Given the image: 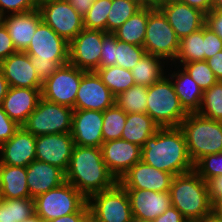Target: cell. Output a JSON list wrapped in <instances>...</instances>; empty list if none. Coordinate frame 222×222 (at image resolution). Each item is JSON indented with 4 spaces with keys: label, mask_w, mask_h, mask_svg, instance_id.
<instances>
[{
    "label": "cell",
    "mask_w": 222,
    "mask_h": 222,
    "mask_svg": "<svg viewBox=\"0 0 222 222\" xmlns=\"http://www.w3.org/2000/svg\"><path fill=\"white\" fill-rule=\"evenodd\" d=\"M141 148V160L158 170L173 176L194 170L180 127H160Z\"/></svg>",
    "instance_id": "1"
},
{
    "label": "cell",
    "mask_w": 222,
    "mask_h": 222,
    "mask_svg": "<svg viewBox=\"0 0 222 222\" xmlns=\"http://www.w3.org/2000/svg\"><path fill=\"white\" fill-rule=\"evenodd\" d=\"M65 180L87 199L118 182L103 161L100 148L80 145L73 147Z\"/></svg>",
    "instance_id": "2"
},
{
    "label": "cell",
    "mask_w": 222,
    "mask_h": 222,
    "mask_svg": "<svg viewBox=\"0 0 222 222\" xmlns=\"http://www.w3.org/2000/svg\"><path fill=\"white\" fill-rule=\"evenodd\" d=\"M43 83L60 67L69 63V42L43 21L38 25L32 41L24 51Z\"/></svg>",
    "instance_id": "3"
},
{
    "label": "cell",
    "mask_w": 222,
    "mask_h": 222,
    "mask_svg": "<svg viewBox=\"0 0 222 222\" xmlns=\"http://www.w3.org/2000/svg\"><path fill=\"white\" fill-rule=\"evenodd\" d=\"M169 192L171 205L186 220L204 222L212 217L207 184L194 170L173 176Z\"/></svg>",
    "instance_id": "4"
},
{
    "label": "cell",
    "mask_w": 222,
    "mask_h": 222,
    "mask_svg": "<svg viewBox=\"0 0 222 222\" xmlns=\"http://www.w3.org/2000/svg\"><path fill=\"white\" fill-rule=\"evenodd\" d=\"M180 128L194 164L205 155L222 152V121L207 119L197 113H188Z\"/></svg>",
    "instance_id": "5"
},
{
    "label": "cell",
    "mask_w": 222,
    "mask_h": 222,
    "mask_svg": "<svg viewBox=\"0 0 222 222\" xmlns=\"http://www.w3.org/2000/svg\"><path fill=\"white\" fill-rule=\"evenodd\" d=\"M146 113L160 127H180L188 113L181 106L174 85L165 75L148 86Z\"/></svg>",
    "instance_id": "6"
},
{
    "label": "cell",
    "mask_w": 222,
    "mask_h": 222,
    "mask_svg": "<svg viewBox=\"0 0 222 222\" xmlns=\"http://www.w3.org/2000/svg\"><path fill=\"white\" fill-rule=\"evenodd\" d=\"M88 199L73 185L64 182L34 199L35 215L44 222L80 211Z\"/></svg>",
    "instance_id": "7"
},
{
    "label": "cell",
    "mask_w": 222,
    "mask_h": 222,
    "mask_svg": "<svg viewBox=\"0 0 222 222\" xmlns=\"http://www.w3.org/2000/svg\"><path fill=\"white\" fill-rule=\"evenodd\" d=\"M91 222H133L129 197L117 182L112 188L92 194L88 198Z\"/></svg>",
    "instance_id": "8"
},
{
    "label": "cell",
    "mask_w": 222,
    "mask_h": 222,
    "mask_svg": "<svg viewBox=\"0 0 222 222\" xmlns=\"http://www.w3.org/2000/svg\"><path fill=\"white\" fill-rule=\"evenodd\" d=\"M74 109L49 102L42 97L22 127L33 136L71 133Z\"/></svg>",
    "instance_id": "9"
},
{
    "label": "cell",
    "mask_w": 222,
    "mask_h": 222,
    "mask_svg": "<svg viewBox=\"0 0 222 222\" xmlns=\"http://www.w3.org/2000/svg\"><path fill=\"white\" fill-rule=\"evenodd\" d=\"M180 40L164 14L158 8H148L144 49L147 54L158 56L172 63L179 51Z\"/></svg>",
    "instance_id": "10"
},
{
    "label": "cell",
    "mask_w": 222,
    "mask_h": 222,
    "mask_svg": "<svg viewBox=\"0 0 222 222\" xmlns=\"http://www.w3.org/2000/svg\"><path fill=\"white\" fill-rule=\"evenodd\" d=\"M85 70L70 63L60 66L42 83L41 97L49 102L74 109L75 99Z\"/></svg>",
    "instance_id": "11"
},
{
    "label": "cell",
    "mask_w": 222,
    "mask_h": 222,
    "mask_svg": "<svg viewBox=\"0 0 222 222\" xmlns=\"http://www.w3.org/2000/svg\"><path fill=\"white\" fill-rule=\"evenodd\" d=\"M38 9L42 21L68 42L83 29V17L67 0H40Z\"/></svg>",
    "instance_id": "12"
},
{
    "label": "cell",
    "mask_w": 222,
    "mask_h": 222,
    "mask_svg": "<svg viewBox=\"0 0 222 222\" xmlns=\"http://www.w3.org/2000/svg\"><path fill=\"white\" fill-rule=\"evenodd\" d=\"M107 32L84 28L69 42V63L78 69H99L103 38Z\"/></svg>",
    "instance_id": "13"
},
{
    "label": "cell",
    "mask_w": 222,
    "mask_h": 222,
    "mask_svg": "<svg viewBox=\"0 0 222 222\" xmlns=\"http://www.w3.org/2000/svg\"><path fill=\"white\" fill-rule=\"evenodd\" d=\"M166 17L179 40L203 28L206 14L177 0H161L157 7Z\"/></svg>",
    "instance_id": "14"
},
{
    "label": "cell",
    "mask_w": 222,
    "mask_h": 222,
    "mask_svg": "<svg viewBox=\"0 0 222 222\" xmlns=\"http://www.w3.org/2000/svg\"><path fill=\"white\" fill-rule=\"evenodd\" d=\"M116 97L102 82L96 71H85L75 99L74 110L105 111L115 104Z\"/></svg>",
    "instance_id": "15"
},
{
    "label": "cell",
    "mask_w": 222,
    "mask_h": 222,
    "mask_svg": "<svg viewBox=\"0 0 222 222\" xmlns=\"http://www.w3.org/2000/svg\"><path fill=\"white\" fill-rule=\"evenodd\" d=\"M100 149L103 161L117 181L131 167L141 161L142 148L123 139L103 142Z\"/></svg>",
    "instance_id": "16"
},
{
    "label": "cell",
    "mask_w": 222,
    "mask_h": 222,
    "mask_svg": "<svg viewBox=\"0 0 222 222\" xmlns=\"http://www.w3.org/2000/svg\"><path fill=\"white\" fill-rule=\"evenodd\" d=\"M74 140L71 133L45 134L36 136V160L57 166L67 171Z\"/></svg>",
    "instance_id": "17"
},
{
    "label": "cell",
    "mask_w": 222,
    "mask_h": 222,
    "mask_svg": "<svg viewBox=\"0 0 222 222\" xmlns=\"http://www.w3.org/2000/svg\"><path fill=\"white\" fill-rule=\"evenodd\" d=\"M172 178V174L158 170L141 160L131 167L118 182L125 189L167 192L170 191Z\"/></svg>",
    "instance_id": "18"
},
{
    "label": "cell",
    "mask_w": 222,
    "mask_h": 222,
    "mask_svg": "<svg viewBox=\"0 0 222 222\" xmlns=\"http://www.w3.org/2000/svg\"><path fill=\"white\" fill-rule=\"evenodd\" d=\"M135 220L152 222L171 205L170 192H155L144 189H125Z\"/></svg>",
    "instance_id": "19"
},
{
    "label": "cell",
    "mask_w": 222,
    "mask_h": 222,
    "mask_svg": "<svg viewBox=\"0 0 222 222\" xmlns=\"http://www.w3.org/2000/svg\"><path fill=\"white\" fill-rule=\"evenodd\" d=\"M103 112L95 110H74L71 135L74 145L100 148L102 135Z\"/></svg>",
    "instance_id": "20"
},
{
    "label": "cell",
    "mask_w": 222,
    "mask_h": 222,
    "mask_svg": "<svg viewBox=\"0 0 222 222\" xmlns=\"http://www.w3.org/2000/svg\"><path fill=\"white\" fill-rule=\"evenodd\" d=\"M36 136L22 126L0 146V163L10 166L27 167L36 160Z\"/></svg>",
    "instance_id": "21"
},
{
    "label": "cell",
    "mask_w": 222,
    "mask_h": 222,
    "mask_svg": "<svg viewBox=\"0 0 222 222\" xmlns=\"http://www.w3.org/2000/svg\"><path fill=\"white\" fill-rule=\"evenodd\" d=\"M0 69L10 87L42 89V82L25 52L18 51L2 60Z\"/></svg>",
    "instance_id": "22"
},
{
    "label": "cell",
    "mask_w": 222,
    "mask_h": 222,
    "mask_svg": "<svg viewBox=\"0 0 222 222\" xmlns=\"http://www.w3.org/2000/svg\"><path fill=\"white\" fill-rule=\"evenodd\" d=\"M26 172V181L32 199L59 187L66 181L65 172L62 169L39 160L32 161L26 167Z\"/></svg>",
    "instance_id": "23"
},
{
    "label": "cell",
    "mask_w": 222,
    "mask_h": 222,
    "mask_svg": "<svg viewBox=\"0 0 222 222\" xmlns=\"http://www.w3.org/2000/svg\"><path fill=\"white\" fill-rule=\"evenodd\" d=\"M40 98L41 89L10 87L1 106L10 119L22 126Z\"/></svg>",
    "instance_id": "24"
},
{
    "label": "cell",
    "mask_w": 222,
    "mask_h": 222,
    "mask_svg": "<svg viewBox=\"0 0 222 222\" xmlns=\"http://www.w3.org/2000/svg\"><path fill=\"white\" fill-rule=\"evenodd\" d=\"M41 22L39 9L5 15L4 25L17 51L24 52L28 48Z\"/></svg>",
    "instance_id": "25"
},
{
    "label": "cell",
    "mask_w": 222,
    "mask_h": 222,
    "mask_svg": "<svg viewBox=\"0 0 222 222\" xmlns=\"http://www.w3.org/2000/svg\"><path fill=\"white\" fill-rule=\"evenodd\" d=\"M175 67L178 68L177 71L173 70L166 75L170 76L184 110L187 113H197L201 106L203 91L181 66L175 65Z\"/></svg>",
    "instance_id": "26"
},
{
    "label": "cell",
    "mask_w": 222,
    "mask_h": 222,
    "mask_svg": "<svg viewBox=\"0 0 222 222\" xmlns=\"http://www.w3.org/2000/svg\"><path fill=\"white\" fill-rule=\"evenodd\" d=\"M26 167L0 163V198H30Z\"/></svg>",
    "instance_id": "27"
},
{
    "label": "cell",
    "mask_w": 222,
    "mask_h": 222,
    "mask_svg": "<svg viewBox=\"0 0 222 222\" xmlns=\"http://www.w3.org/2000/svg\"><path fill=\"white\" fill-rule=\"evenodd\" d=\"M160 126L147 113H127L121 139L142 147Z\"/></svg>",
    "instance_id": "28"
},
{
    "label": "cell",
    "mask_w": 222,
    "mask_h": 222,
    "mask_svg": "<svg viewBox=\"0 0 222 222\" xmlns=\"http://www.w3.org/2000/svg\"><path fill=\"white\" fill-rule=\"evenodd\" d=\"M165 60L158 56L145 54L131 70L136 85L151 86L160 81L166 74Z\"/></svg>",
    "instance_id": "29"
},
{
    "label": "cell",
    "mask_w": 222,
    "mask_h": 222,
    "mask_svg": "<svg viewBox=\"0 0 222 222\" xmlns=\"http://www.w3.org/2000/svg\"><path fill=\"white\" fill-rule=\"evenodd\" d=\"M147 21L148 8H141L112 34L120 41L143 47Z\"/></svg>",
    "instance_id": "30"
},
{
    "label": "cell",
    "mask_w": 222,
    "mask_h": 222,
    "mask_svg": "<svg viewBox=\"0 0 222 222\" xmlns=\"http://www.w3.org/2000/svg\"><path fill=\"white\" fill-rule=\"evenodd\" d=\"M35 214L34 199H0V222H23Z\"/></svg>",
    "instance_id": "31"
},
{
    "label": "cell",
    "mask_w": 222,
    "mask_h": 222,
    "mask_svg": "<svg viewBox=\"0 0 222 222\" xmlns=\"http://www.w3.org/2000/svg\"><path fill=\"white\" fill-rule=\"evenodd\" d=\"M96 72L115 97L135 85L131 70L113 65Z\"/></svg>",
    "instance_id": "32"
},
{
    "label": "cell",
    "mask_w": 222,
    "mask_h": 222,
    "mask_svg": "<svg viewBox=\"0 0 222 222\" xmlns=\"http://www.w3.org/2000/svg\"><path fill=\"white\" fill-rule=\"evenodd\" d=\"M204 60L203 28L182 38L179 42V51L173 65ZM177 62V63H176Z\"/></svg>",
    "instance_id": "33"
},
{
    "label": "cell",
    "mask_w": 222,
    "mask_h": 222,
    "mask_svg": "<svg viewBox=\"0 0 222 222\" xmlns=\"http://www.w3.org/2000/svg\"><path fill=\"white\" fill-rule=\"evenodd\" d=\"M148 87L133 85L128 90L120 93L115 103L125 113H146Z\"/></svg>",
    "instance_id": "34"
},
{
    "label": "cell",
    "mask_w": 222,
    "mask_h": 222,
    "mask_svg": "<svg viewBox=\"0 0 222 222\" xmlns=\"http://www.w3.org/2000/svg\"><path fill=\"white\" fill-rule=\"evenodd\" d=\"M126 119L127 113H125L116 103L103 111V142L121 139Z\"/></svg>",
    "instance_id": "35"
},
{
    "label": "cell",
    "mask_w": 222,
    "mask_h": 222,
    "mask_svg": "<svg viewBox=\"0 0 222 222\" xmlns=\"http://www.w3.org/2000/svg\"><path fill=\"white\" fill-rule=\"evenodd\" d=\"M197 114L207 119L222 121V81H217L203 92Z\"/></svg>",
    "instance_id": "36"
},
{
    "label": "cell",
    "mask_w": 222,
    "mask_h": 222,
    "mask_svg": "<svg viewBox=\"0 0 222 222\" xmlns=\"http://www.w3.org/2000/svg\"><path fill=\"white\" fill-rule=\"evenodd\" d=\"M142 7L132 0H112L106 32L113 33Z\"/></svg>",
    "instance_id": "37"
},
{
    "label": "cell",
    "mask_w": 222,
    "mask_h": 222,
    "mask_svg": "<svg viewBox=\"0 0 222 222\" xmlns=\"http://www.w3.org/2000/svg\"><path fill=\"white\" fill-rule=\"evenodd\" d=\"M112 0H97L93 2L89 11L83 16L86 29L102 30L106 32V23Z\"/></svg>",
    "instance_id": "38"
},
{
    "label": "cell",
    "mask_w": 222,
    "mask_h": 222,
    "mask_svg": "<svg viewBox=\"0 0 222 222\" xmlns=\"http://www.w3.org/2000/svg\"><path fill=\"white\" fill-rule=\"evenodd\" d=\"M181 67L197 83L203 92L211 88L218 81L206 60L192 61L182 64Z\"/></svg>",
    "instance_id": "39"
},
{
    "label": "cell",
    "mask_w": 222,
    "mask_h": 222,
    "mask_svg": "<svg viewBox=\"0 0 222 222\" xmlns=\"http://www.w3.org/2000/svg\"><path fill=\"white\" fill-rule=\"evenodd\" d=\"M145 54L146 50L144 47L128 44L117 39V66L132 70Z\"/></svg>",
    "instance_id": "40"
},
{
    "label": "cell",
    "mask_w": 222,
    "mask_h": 222,
    "mask_svg": "<svg viewBox=\"0 0 222 222\" xmlns=\"http://www.w3.org/2000/svg\"><path fill=\"white\" fill-rule=\"evenodd\" d=\"M194 171L206 182L212 177L222 175V152L208 154L194 164Z\"/></svg>",
    "instance_id": "41"
},
{
    "label": "cell",
    "mask_w": 222,
    "mask_h": 222,
    "mask_svg": "<svg viewBox=\"0 0 222 222\" xmlns=\"http://www.w3.org/2000/svg\"><path fill=\"white\" fill-rule=\"evenodd\" d=\"M40 0H0V11L4 15L25 13L38 9Z\"/></svg>",
    "instance_id": "42"
},
{
    "label": "cell",
    "mask_w": 222,
    "mask_h": 222,
    "mask_svg": "<svg viewBox=\"0 0 222 222\" xmlns=\"http://www.w3.org/2000/svg\"><path fill=\"white\" fill-rule=\"evenodd\" d=\"M116 50L117 38L112 33H107L103 38L99 68L117 66Z\"/></svg>",
    "instance_id": "43"
},
{
    "label": "cell",
    "mask_w": 222,
    "mask_h": 222,
    "mask_svg": "<svg viewBox=\"0 0 222 222\" xmlns=\"http://www.w3.org/2000/svg\"><path fill=\"white\" fill-rule=\"evenodd\" d=\"M204 60L222 51V39L206 24L203 26Z\"/></svg>",
    "instance_id": "44"
},
{
    "label": "cell",
    "mask_w": 222,
    "mask_h": 222,
    "mask_svg": "<svg viewBox=\"0 0 222 222\" xmlns=\"http://www.w3.org/2000/svg\"><path fill=\"white\" fill-rule=\"evenodd\" d=\"M20 127L8 117L0 105V146L9 140Z\"/></svg>",
    "instance_id": "45"
},
{
    "label": "cell",
    "mask_w": 222,
    "mask_h": 222,
    "mask_svg": "<svg viewBox=\"0 0 222 222\" xmlns=\"http://www.w3.org/2000/svg\"><path fill=\"white\" fill-rule=\"evenodd\" d=\"M16 52L18 51L16 50L13 41L3 24L0 27V62Z\"/></svg>",
    "instance_id": "46"
},
{
    "label": "cell",
    "mask_w": 222,
    "mask_h": 222,
    "mask_svg": "<svg viewBox=\"0 0 222 222\" xmlns=\"http://www.w3.org/2000/svg\"><path fill=\"white\" fill-rule=\"evenodd\" d=\"M209 201L213 206L222 199V175L212 177L206 181Z\"/></svg>",
    "instance_id": "47"
},
{
    "label": "cell",
    "mask_w": 222,
    "mask_h": 222,
    "mask_svg": "<svg viewBox=\"0 0 222 222\" xmlns=\"http://www.w3.org/2000/svg\"><path fill=\"white\" fill-rule=\"evenodd\" d=\"M47 222H91L88 203L78 212L58 217Z\"/></svg>",
    "instance_id": "48"
},
{
    "label": "cell",
    "mask_w": 222,
    "mask_h": 222,
    "mask_svg": "<svg viewBox=\"0 0 222 222\" xmlns=\"http://www.w3.org/2000/svg\"><path fill=\"white\" fill-rule=\"evenodd\" d=\"M222 39V10H211L206 14V23Z\"/></svg>",
    "instance_id": "49"
},
{
    "label": "cell",
    "mask_w": 222,
    "mask_h": 222,
    "mask_svg": "<svg viewBox=\"0 0 222 222\" xmlns=\"http://www.w3.org/2000/svg\"><path fill=\"white\" fill-rule=\"evenodd\" d=\"M186 219L183 217L181 212L174 206L170 205L165 212L154 219L152 222H185Z\"/></svg>",
    "instance_id": "50"
},
{
    "label": "cell",
    "mask_w": 222,
    "mask_h": 222,
    "mask_svg": "<svg viewBox=\"0 0 222 222\" xmlns=\"http://www.w3.org/2000/svg\"><path fill=\"white\" fill-rule=\"evenodd\" d=\"M216 79L222 81V51L206 60Z\"/></svg>",
    "instance_id": "51"
},
{
    "label": "cell",
    "mask_w": 222,
    "mask_h": 222,
    "mask_svg": "<svg viewBox=\"0 0 222 222\" xmlns=\"http://www.w3.org/2000/svg\"><path fill=\"white\" fill-rule=\"evenodd\" d=\"M208 14L212 10V0H177Z\"/></svg>",
    "instance_id": "52"
},
{
    "label": "cell",
    "mask_w": 222,
    "mask_h": 222,
    "mask_svg": "<svg viewBox=\"0 0 222 222\" xmlns=\"http://www.w3.org/2000/svg\"><path fill=\"white\" fill-rule=\"evenodd\" d=\"M69 4L83 17L91 8L92 0H67Z\"/></svg>",
    "instance_id": "53"
},
{
    "label": "cell",
    "mask_w": 222,
    "mask_h": 222,
    "mask_svg": "<svg viewBox=\"0 0 222 222\" xmlns=\"http://www.w3.org/2000/svg\"><path fill=\"white\" fill-rule=\"evenodd\" d=\"M10 86L8 81L4 78L3 72L0 69V105L8 93Z\"/></svg>",
    "instance_id": "54"
},
{
    "label": "cell",
    "mask_w": 222,
    "mask_h": 222,
    "mask_svg": "<svg viewBox=\"0 0 222 222\" xmlns=\"http://www.w3.org/2000/svg\"><path fill=\"white\" fill-rule=\"evenodd\" d=\"M142 8H157L161 0H132Z\"/></svg>",
    "instance_id": "55"
},
{
    "label": "cell",
    "mask_w": 222,
    "mask_h": 222,
    "mask_svg": "<svg viewBox=\"0 0 222 222\" xmlns=\"http://www.w3.org/2000/svg\"><path fill=\"white\" fill-rule=\"evenodd\" d=\"M212 216L217 219L222 221V199L217 201L213 206H212Z\"/></svg>",
    "instance_id": "56"
},
{
    "label": "cell",
    "mask_w": 222,
    "mask_h": 222,
    "mask_svg": "<svg viewBox=\"0 0 222 222\" xmlns=\"http://www.w3.org/2000/svg\"><path fill=\"white\" fill-rule=\"evenodd\" d=\"M212 10H222V0H212Z\"/></svg>",
    "instance_id": "57"
},
{
    "label": "cell",
    "mask_w": 222,
    "mask_h": 222,
    "mask_svg": "<svg viewBox=\"0 0 222 222\" xmlns=\"http://www.w3.org/2000/svg\"><path fill=\"white\" fill-rule=\"evenodd\" d=\"M23 222H44V221L40 217L34 214L31 218L24 220Z\"/></svg>",
    "instance_id": "58"
},
{
    "label": "cell",
    "mask_w": 222,
    "mask_h": 222,
    "mask_svg": "<svg viewBox=\"0 0 222 222\" xmlns=\"http://www.w3.org/2000/svg\"><path fill=\"white\" fill-rule=\"evenodd\" d=\"M5 15L0 11V27L4 24Z\"/></svg>",
    "instance_id": "59"
},
{
    "label": "cell",
    "mask_w": 222,
    "mask_h": 222,
    "mask_svg": "<svg viewBox=\"0 0 222 222\" xmlns=\"http://www.w3.org/2000/svg\"><path fill=\"white\" fill-rule=\"evenodd\" d=\"M204 222H222V221H220V220H217V219H215L213 216L212 217H209L206 221H204Z\"/></svg>",
    "instance_id": "60"
},
{
    "label": "cell",
    "mask_w": 222,
    "mask_h": 222,
    "mask_svg": "<svg viewBox=\"0 0 222 222\" xmlns=\"http://www.w3.org/2000/svg\"><path fill=\"white\" fill-rule=\"evenodd\" d=\"M185 222H202V221L186 220Z\"/></svg>",
    "instance_id": "61"
}]
</instances>
